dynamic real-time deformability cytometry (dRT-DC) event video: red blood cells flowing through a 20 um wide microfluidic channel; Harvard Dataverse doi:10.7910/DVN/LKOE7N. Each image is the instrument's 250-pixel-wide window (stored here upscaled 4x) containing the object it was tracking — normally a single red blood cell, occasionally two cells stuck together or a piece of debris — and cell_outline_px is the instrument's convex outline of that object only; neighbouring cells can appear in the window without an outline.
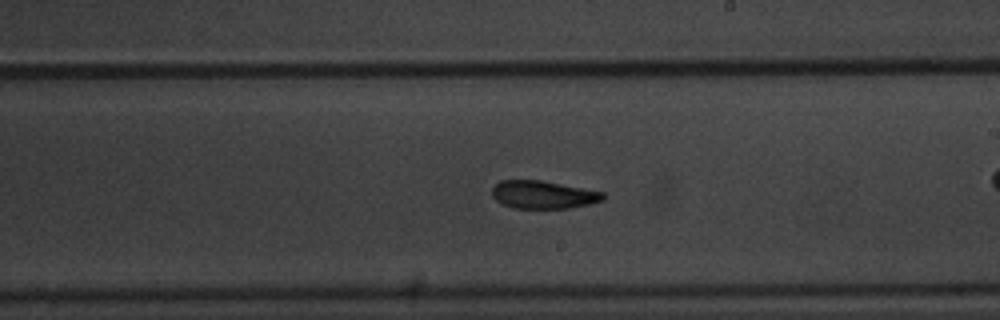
{"species": "common noctule bat (a hibernating species)", "species_latin": "Nyctalus noctula", "temperature_condition": "warm", "stored_images_in_passage": 62, "camera_frame_rate_fps": 3000, "um_per_image_px": 0.085, "animal": {"sex": "male", "body_mass_g": 20.1, "forearm_length_mm": 53.5}, "frame": {"image": 1, "passage_image": 36, "time_ms": 11.667, "image_size_px": [1000, 320], "cell_outline_px": [[604, 200], [592, 204], [568, 208], [512, 208], [496, 200], [492, 196], [492, 188], [500, 180], [540, 180], [584, 188], [604, 192]], "centroid_in_image_um": [46.19, 16.55], "position_along_channel_um": 242.8, "area_um2": 18.09}, "authors_computed_cell_mechanics": {"area_um2": 19.3052, "velocity_mm_per_s": 3.3414, "shape_relaxation_time_tau1_ms": 8.751, "shape_relaxation_time_tau2_ms": 4.101, "deformation_change_tau1": 0.2085, "deformation_change_tau2": 0.1184}}